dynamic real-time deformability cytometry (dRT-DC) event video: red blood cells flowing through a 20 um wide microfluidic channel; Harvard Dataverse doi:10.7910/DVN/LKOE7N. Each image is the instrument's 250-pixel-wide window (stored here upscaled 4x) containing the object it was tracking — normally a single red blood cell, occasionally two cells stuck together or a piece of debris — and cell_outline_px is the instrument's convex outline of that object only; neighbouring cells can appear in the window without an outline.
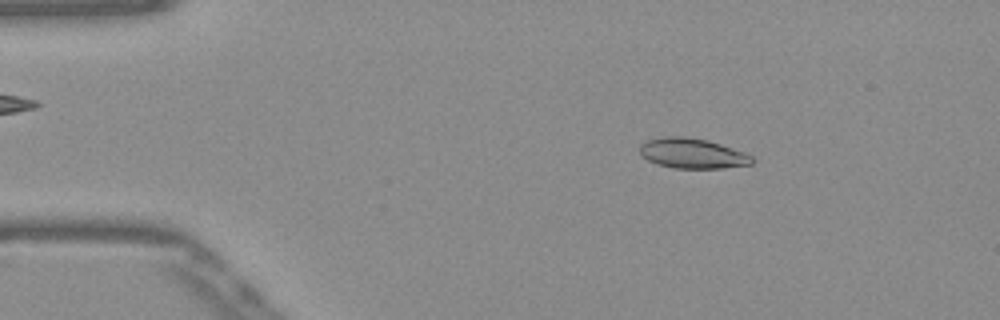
{"species": "Egyptian fruit bat (a non-hibernating species)", "species_latin": "Rousettus aegyptiacus", "temperature_condition": "warm", "stored_images_in_passage": 52, "camera_frame_rate_fps": 3000, "um_per_image_px": 0.085, "frame": {"image": 1, "passage_image": 8, "time_ms": 2.333, "image_size_px": [1000, 320], "cell_outline_px": [[756, 160], [752, 164], [720, 168], [676, 168], [660, 164], [648, 160], [640, 152], [640, 144], [648, 140], [664, 136], [684, 136], [708, 140], [744, 152], [752, 156]], "centroid_in_image_um": [58.88, 13.03], "position_along_channel_um": 26.1, "area_um2": 19.54}}
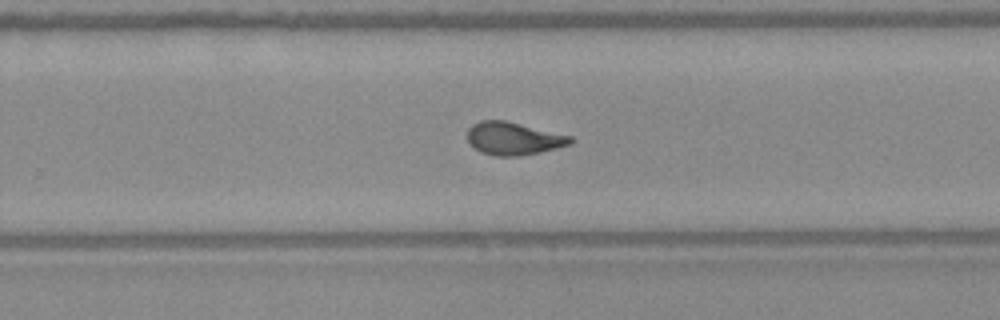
{"frame": {"image": 2, "passage_image": 33, "time_ms": 10.667, "image_size_px": [1000, 320], "cell_outline_px": [[572, 144], [540, 152], [520, 156], [496, 156], [480, 152], [468, 140], [468, 128], [472, 124], [480, 120], [504, 120], [572, 136]], "centroid_in_image_um": [43.65, 11.77], "position_along_channel_um": 286.2, "area_um2": 19.59}}
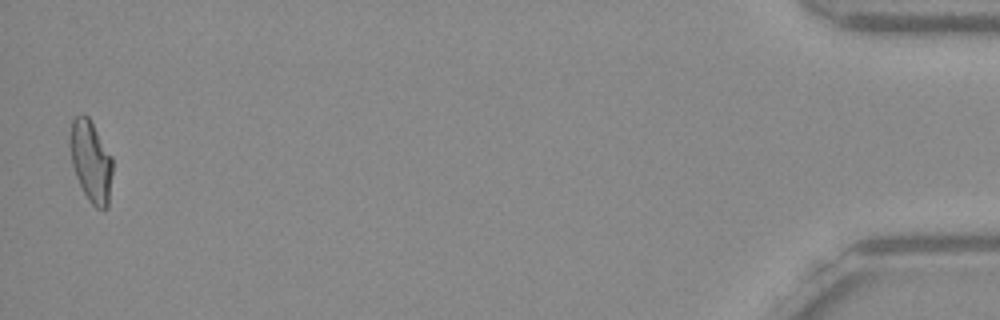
{"frame": {"image": 3, "passage_image": 51, "time_ms": 16.667, "image_size_px": [1000, 320], "cell_outline_px": [[112, 172], [108, 208], [96, 208], [88, 200], [76, 176], [72, 164], [68, 144], [68, 136], [72, 120], [80, 112], [84, 112], [88, 116], [112, 156]], "centroid_in_image_um": [7.7, 13.65], "position_along_channel_um": 427.5, "area_um2": 20.46}, "authors_computed_cell_mechanics": {"area_um2": 19.8832, "velocity_mm_per_s": 3.8936, "shape_relaxation_time_tau1_ms": 9.0286, "shape_relaxation_time_tau2_ms": 1.1959, "deformation_change_tau1": 0.257, "deformation_change_tau2": 0.0822}}